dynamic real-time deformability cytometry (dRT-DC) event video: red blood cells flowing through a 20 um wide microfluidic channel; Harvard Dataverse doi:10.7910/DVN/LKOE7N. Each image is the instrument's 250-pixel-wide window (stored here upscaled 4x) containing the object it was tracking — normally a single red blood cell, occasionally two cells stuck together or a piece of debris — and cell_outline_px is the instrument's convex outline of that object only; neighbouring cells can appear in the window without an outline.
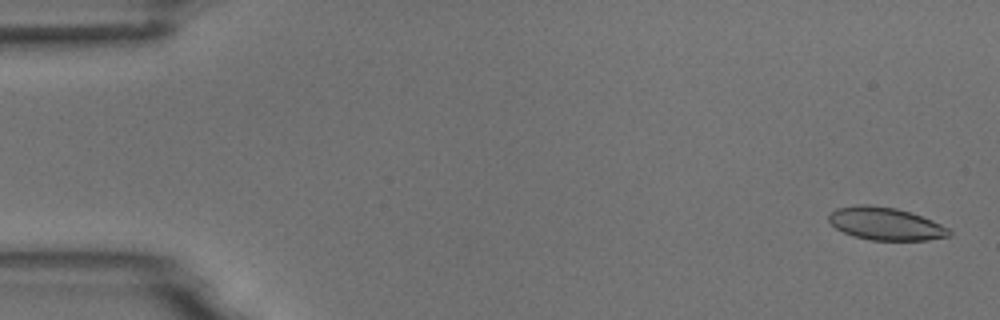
{"species": "common noctule bat (a hibernating species)", "species_latin": "Nyctalus noctula", "temperature_condition": "room temperature", "stored_images_in_passage": 5, "segment_of_instrument_passage": [2, 2], "camera_frame_rate_fps": 3000, "um_per_image_px": 0.085, "animal": {"sex": "male", "body_mass_g": 18.8}, "frame": {"image": 1, "passage_image": 5, "time_ms": 1.333, "image_size_px": [1000, 320], "cell_outline_px": [[952, 236], [928, 240], [872, 240], [852, 236], [836, 228], [828, 220], [828, 212], [836, 208], [856, 204], [868, 204], [896, 208], [932, 220], [948, 228], [952, 232]], "centroid_in_image_um": [75.24, 19.01], "position_along_channel_um": 9.8, "area_um2": 23.06}}